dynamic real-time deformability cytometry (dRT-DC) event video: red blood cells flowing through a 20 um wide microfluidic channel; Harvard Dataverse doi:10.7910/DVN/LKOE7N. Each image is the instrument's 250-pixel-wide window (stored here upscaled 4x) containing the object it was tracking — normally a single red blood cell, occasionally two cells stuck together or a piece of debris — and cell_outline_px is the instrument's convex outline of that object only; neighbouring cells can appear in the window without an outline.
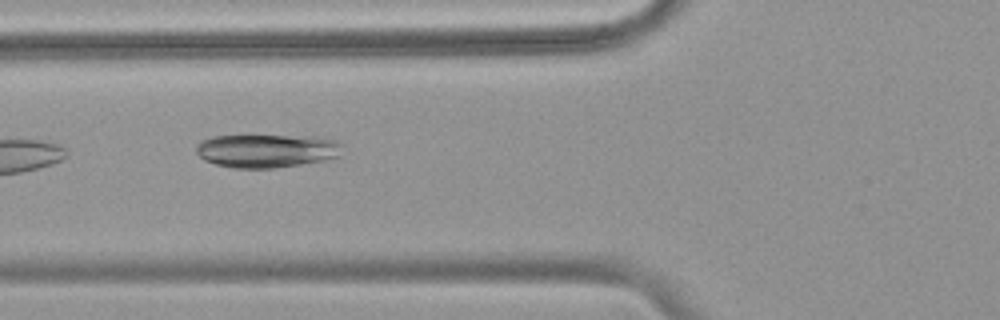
{"species": "common noctule bat (a hibernating species)", "species_latin": "Nyctalus noctula", "temperature_condition": "warm", "stored_images_in_passage": 7, "camera_frame_rate_fps": 3000, "um_per_image_px": 0.085, "animal": {"sex": "female", "body_mass_g": 18.4}, "frame": {"image": 1, "passage_image": 5, "time_ms": 1.333, "image_size_px": [1000, 320], "cell_outline_px": [[340, 156], [324, 160], [276, 168], [232, 168], [216, 164], [204, 160], [196, 152], [196, 144], [200, 140], [212, 136], [316, 136], [336, 140], [340, 144]], "centroid_in_image_um": [22.64, 12.81], "position_along_channel_um": 103.2, "area_um2": 28.5}}